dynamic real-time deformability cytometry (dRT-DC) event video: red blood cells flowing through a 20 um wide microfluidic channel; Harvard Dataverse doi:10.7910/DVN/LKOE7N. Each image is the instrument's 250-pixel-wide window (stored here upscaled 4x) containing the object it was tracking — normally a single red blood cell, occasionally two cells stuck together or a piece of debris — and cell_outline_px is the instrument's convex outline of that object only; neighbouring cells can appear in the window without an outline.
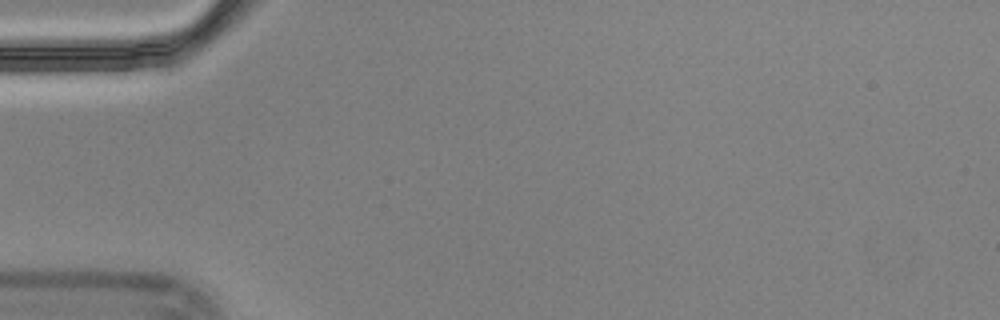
{"species": "Egyptian fruit bat (a non-hibernating species)", "species_latin": "Rousettus aegyptiacus", "temperature_condition": "cold", "stored_images_in_passage": 1, "camera_frame_rate_fps": 3000, "um_per_image_px": 0.085, "animal": {"sex": "male"}, "frame": {"image": 1, "passage_image": 1, "time_ms": 0.0, "image_size_px": [1000, 320], "cell_outline_px": [[276, 48], [248, 80], [236, 88], [228, 92], [200, 104], [196, 96], [236, 60], [248, 52], [256, 48]], "centroid_in_image_um": [20.02, 6.31], "position_along_channel_um": 65.0, "area_um2": 10.92}}